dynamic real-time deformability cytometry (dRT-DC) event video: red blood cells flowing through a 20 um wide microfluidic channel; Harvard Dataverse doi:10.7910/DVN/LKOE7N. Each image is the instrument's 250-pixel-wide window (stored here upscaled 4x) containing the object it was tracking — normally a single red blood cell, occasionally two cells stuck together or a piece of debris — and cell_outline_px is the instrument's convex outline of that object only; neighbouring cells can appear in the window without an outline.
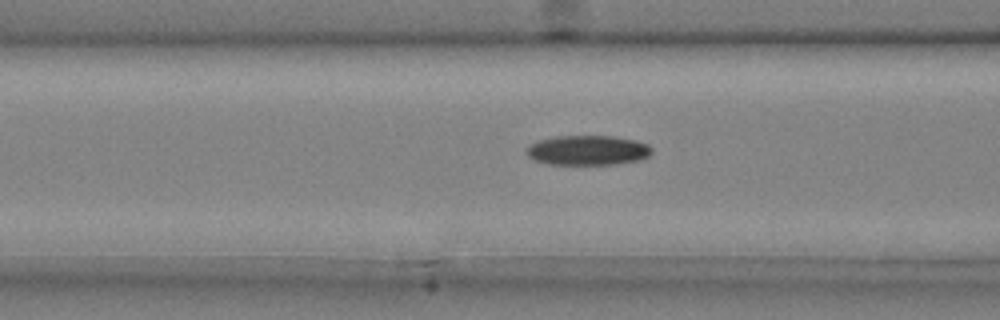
{"species": "common noctule bat (a hibernating species)", "species_latin": "Nyctalus noctula", "temperature_condition": "cold", "stored_images_in_passage": 32, "camera_frame_rate_fps": 3000, "um_per_image_px": 0.085, "animal": {"sex": "male", "body_mass_g": 20.4}, "frame": {"image": 1, "passage_image": 5, "time_ms": 1.333, "image_size_px": [1000, 320], "cell_outline_px": [[652, 152], [648, 156], [640, 160], [616, 164], [548, 164], [532, 160], [528, 156], [528, 148], [532, 144], [540, 140], [556, 136], [616, 136], [636, 140], [648, 144], [652, 148]], "centroid_in_image_um": [50.0, 12.77], "position_along_channel_um": 116.6, "area_um2": 21.73}}
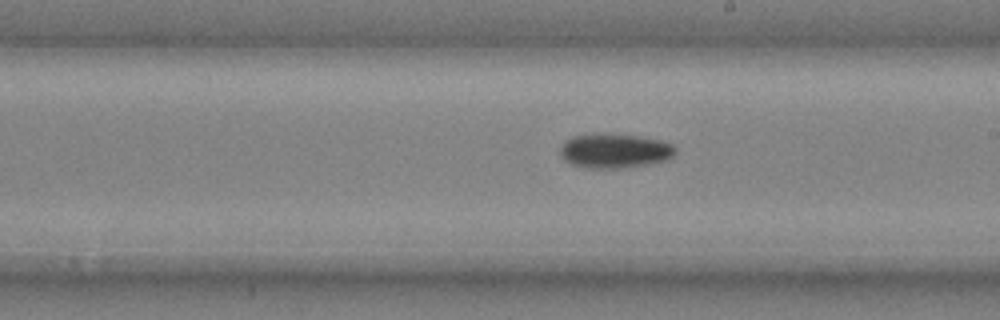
{"frame": {"image": 2, "passage_image": 14, "time_ms": 4.333, "image_size_px": [1000, 320], "cell_outline_px": [[676, 152], [668, 160], [628, 168], [584, 168], [568, 164], [560, 156], [560, 148], [564, 140], [572, 136], [636, 136], [660, 140], [672, 144], [676, 148]], "centroid_in_image_um": [52.24, 12.88], "position_along_channel_um": 236.8, "area_um2": 22.77}}
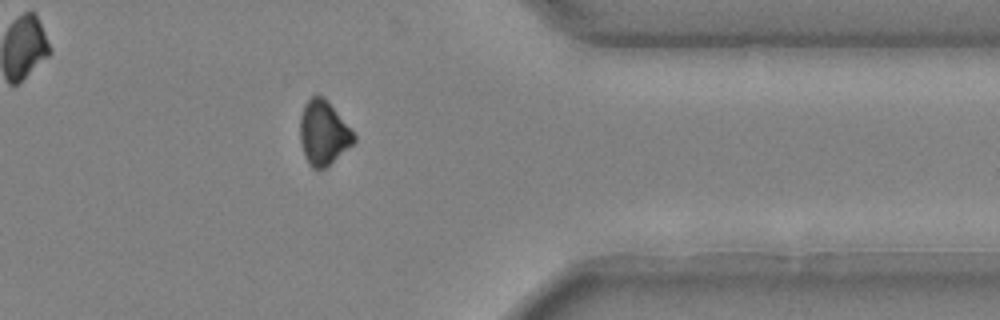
{"frame": {"image": 3, "passage_image": 26, "time_ms": 8.333, "image_size_px": [1000, 320], "cell_outline_px": [[356, 140], [352, 144], [324, 168], [312, 168], [308, 164], [304, 156], [300, 140], [300, 116], [304, 104], [316, 92], [324, 96], [328, 100], [356, 136]], "centroid_in_image_um": [27.46, 11.24], "position_along_channel_um": 383.9, "area_um2": 20.11}, "authors_computed_cell_mechanics": {"area_um2": 22.253, "velocity_mm_per_s": 4.0081, "shape_relaxation_time_tau1_ms": 8.7569, "shape_relaxation_time_tau2_ms": null, "deformation_change_tau1": 0.2027, "deformation_change_tau2": null}}